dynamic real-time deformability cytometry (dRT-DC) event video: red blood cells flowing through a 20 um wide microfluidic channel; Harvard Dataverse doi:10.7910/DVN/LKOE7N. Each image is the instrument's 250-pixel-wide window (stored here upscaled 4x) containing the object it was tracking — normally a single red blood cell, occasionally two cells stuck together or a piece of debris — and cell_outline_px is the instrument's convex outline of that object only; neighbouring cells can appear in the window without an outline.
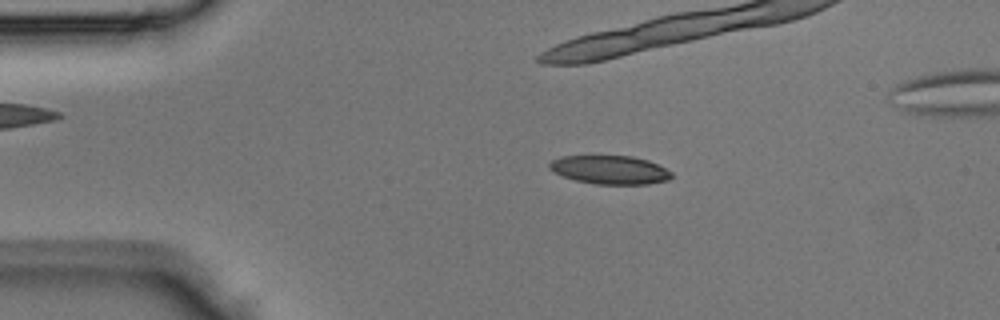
{"species": "Egyptian fruit bat (a non-hibernating species)", "species_latin": "Rousettus aegyptiacus", "temperature_condition": "room temperature", "stored_images_in_passage": 6, "camera_frame_rate_fps": 3000, "um_per_image_px": 0.085, "animal": {"sex": "male"}, "frame": {"image": 1, "passage_image": 2, "time_ms": 0.333, "image_size_px": [1000, 320], "cell_outline_px": [[672, 176], [668, 180], [648, 184], [596, 184], [576, 180], [564, 176], [548, 168], [548, 164], [552, 160], [560, 156], [632, 156], [648, 160], [672, 172]], "centroid_in_image_um": [51.84, 14.43], "position_along_channel_um": 33.2, "area_um2": 20.17}}
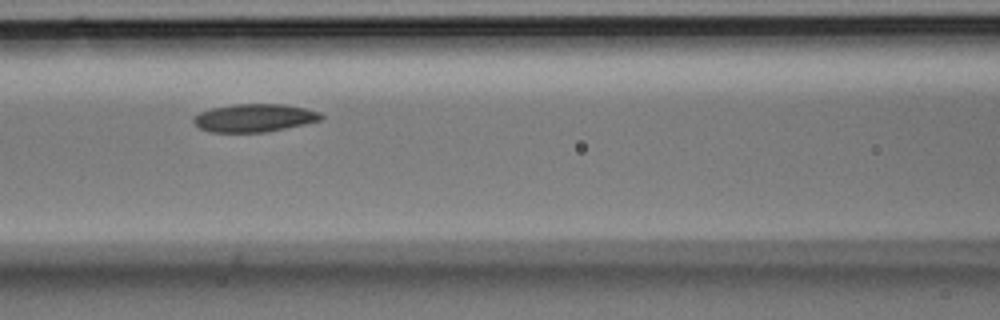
{"frame": {"image": 2, "passage_image": 6, "time_ms": 1.667, "image_size_px": [1000, 320], "cell_outline_px": [[324, 116], [320, 120], [304, 124], [264, 132], [208, 132], [200, 128], [192, 120], [200, 112], [212, 108], [236, 104], [284, 104], [304, 108], [320, 112]], "centroid_in_image_um": [21.62, 10.02], "position_along_channel_um": 145.0, "area_um2": 20.58}}